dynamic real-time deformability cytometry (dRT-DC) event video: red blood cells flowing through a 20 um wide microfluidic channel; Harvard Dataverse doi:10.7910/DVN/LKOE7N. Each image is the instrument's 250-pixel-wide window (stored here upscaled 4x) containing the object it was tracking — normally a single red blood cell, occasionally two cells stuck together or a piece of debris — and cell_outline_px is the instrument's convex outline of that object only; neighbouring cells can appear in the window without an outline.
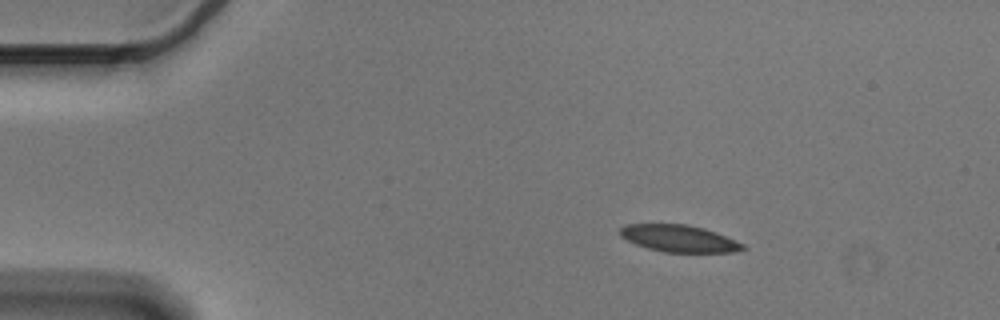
{"species": "Egyptian fruit bat (a non-hibernating species)", "species_latin": "Rousettus aegyptiacus", "temperature_condition": "cold", "stored_images_in_passage": 48, "camera_frame_rate_fps": 3000, "um_per_image_px": 0.085, "animal": {"sex": "male"}, "frame": {"image": 1, "passage_image": 1, "time_ms": 0.0, "image_size_px": [1000, 320], "cell_outline_px": [[748, 248], [732, 252], [664, 252], [648, 248], [636, 244], [620, 236], [620, 228], [624, 224], [688, 224], [704, 228], [716, 232], [744, 244]], "centroid_in_image_um": [57.72, 20.26], "position_along_channel_um": 27.3, "area_um2": 19.25}}
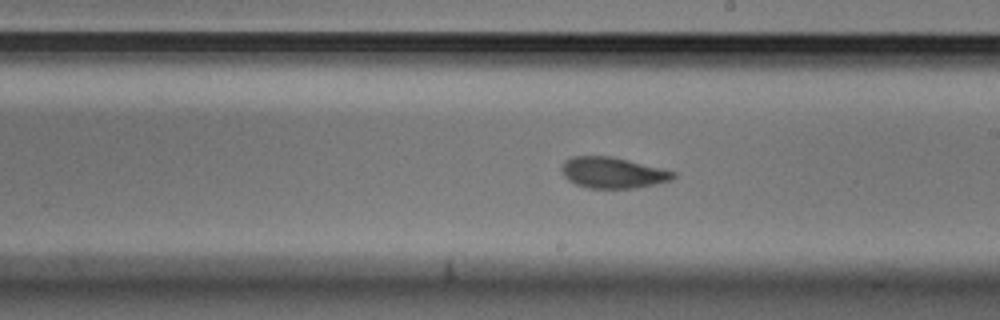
{"frame": {"image": 2, "passage_image": 24, "time_ms": 7.667, "image_size_px": [1000, 320], "cell_outline_px": [[676, 176], [672, 180], [636, 188], [588, 188], [576, 184], [568, 180], [564, 176], [560, 168], [564, 160], [572, 156], [612, 156], [676, 172]], "centroid_in_image_um": [52.05, 14.67], "position_along_channel_um": 236.9, "area_um2": 20.17}}
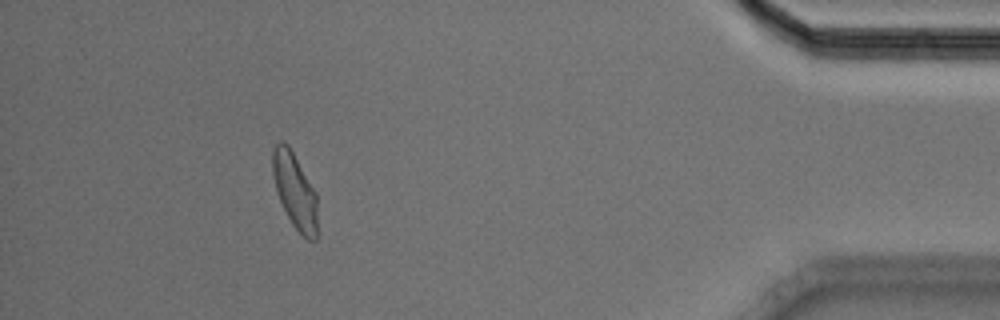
{"frame": {"image": 3, "passage_image": 43, "time_ms": 14.0, "image_size_px": [1000, 320], "cell_outline_px": [[316, 240], [308, 240], [292, 224], [280, 200], [276, 188], [272, 172], [272, 152], [276, 144], [280, 140], [288, 144], [316, 192]], "centroid_in_image_um": [25.05, 16.18], "position_along_channel_um": 410.2, "area_um2": 19.31}, "authors_computed_cell_mechanics": {"area_um2": 20.3745, "velocity_mm_per_s": 3.5612, "shape_relaxation_time_tau1_ms": 4.6181, "shape_relaxation_time_tau2_ms": 1.8362, "deformation_change_tau1": 0.1242, "deformation_change_tau2": 0.0661}}